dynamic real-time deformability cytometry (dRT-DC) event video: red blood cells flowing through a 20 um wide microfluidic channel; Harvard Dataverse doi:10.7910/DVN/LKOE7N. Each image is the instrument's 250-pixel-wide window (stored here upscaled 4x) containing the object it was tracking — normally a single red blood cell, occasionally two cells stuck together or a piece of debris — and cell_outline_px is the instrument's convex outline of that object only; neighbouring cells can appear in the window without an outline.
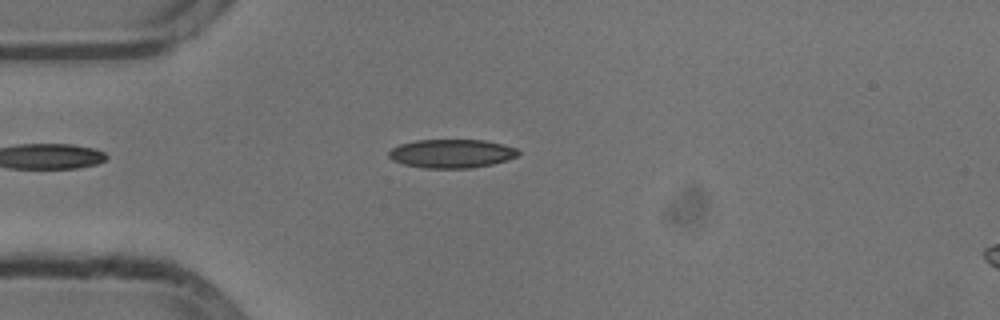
{"species": "common noctule bat (a hibernating species)", "species_latin": "Nyctalus noctula", "temperature_condition": "cold", "stored_images_in_passage": 48, "camera_frame_rate_fps": 3000, "um_per_image_px": 0.085, "animal": {"sex": "male", "body_mass_g": 13.3}, "frame": {"image": 1, "passage_image": 9, "time_ms": 2.667, "image_size_px": [1000, 320], "cell_outline_px": [[520, 152], [516, 156], [508, 160], [492, 164], [472, 168], [424, 168], [404, 164], [392, 160], [388, 156], [388, 152], [392, 148], [400, 144], [416, 140], [484, 140], [504, 144], [516, 148]], "centroid_in_image_um": [38.39, 13.05], "position_along_channel_um": 46.6, "area_um2": 21.68}}
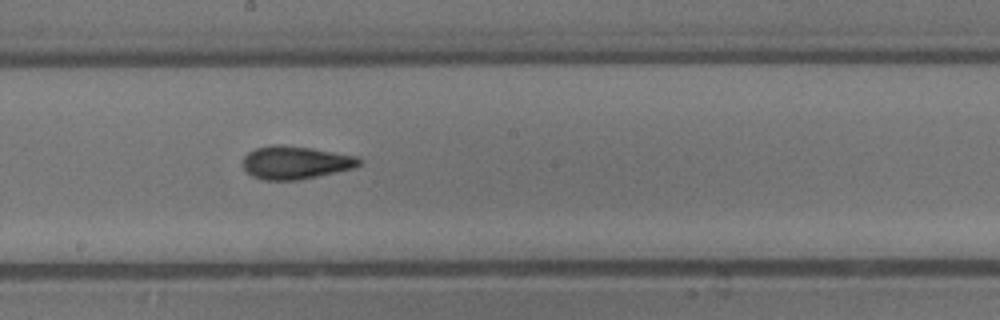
{"frame": {"image": 2, "passage_image": 24, "time_ms": 7.667, "image_size_px": [1000, 320], "cell_outline_px": [[364, 160], [356, 168], [296, 180], [264, 180], [252, 176], [244, 168], [244, 156], [248, 152], [256, 148], [272, 144], [280, 144], [312, 148], [360, 156]], "centroid_in_image_um": [25.17, 13.8], "position_along_channel_um": 223.0, "area_um2": 22.54}}
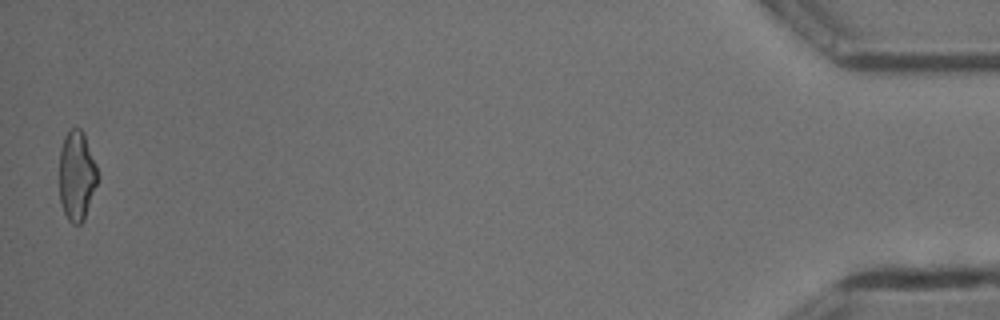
{"frame": {"image": 3, "passage_image": 48, "time_ms": 15.667, "image_size_px": [1000, 320], "cell_outline_px": [[96, 184], [84, 220], [80, 224], [72, 224], [68, 220], [64, 212], [60, 200], [60, 148], [64, 136], [72, 128], [80, 128], [84, 132], [96, 164]], "centroid_in_image_um": [6.5, 14.92], "position_along_channel_um": 428.7, "area_um2": 19.77}, "authors_computed_cell_mechanics": {"area_um2": 21.4727, "velocity_mm_per_s": 3.8151, "shape_relaxation_time_tau1_ms": 4.8059, "shape_relaxation_time_tau2_ms": 2.6929, "deformation_change_tau1": 0.1335, "deformation_change_tau2": 0.0847}}